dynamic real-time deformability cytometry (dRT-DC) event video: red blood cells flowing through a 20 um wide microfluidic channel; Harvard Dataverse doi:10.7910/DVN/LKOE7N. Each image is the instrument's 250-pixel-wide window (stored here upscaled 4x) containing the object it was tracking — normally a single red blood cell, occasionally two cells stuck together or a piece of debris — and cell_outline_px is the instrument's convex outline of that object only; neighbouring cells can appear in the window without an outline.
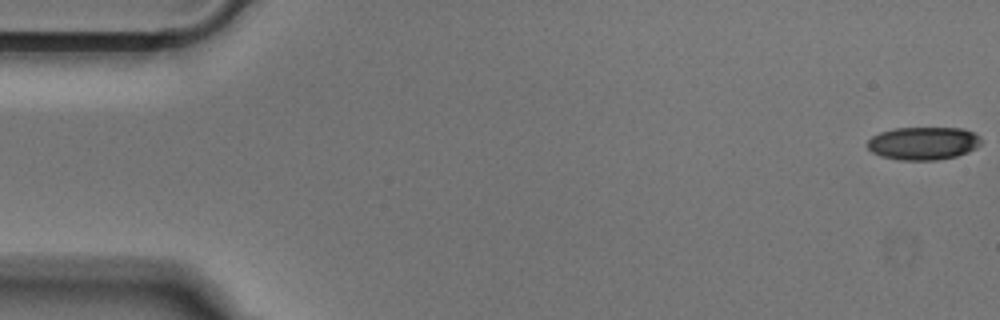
{"species": "Egyptian fruit bat (a non-hibernating species)", "species_latin": "Rousettus aegyptiacus", "temperature_condition": "cold", "stored_images_in_passage": 52, "camera_frame_rate_fps": 3000, "um_per_image_px": 0.085, "animal": {"sex": "male"}, "frame": {"image": 1, "passage_image": 1, "time_ms": 0.0, "image_size_px": [1000, 320], "cell_outline_px": [[980, 144], [976, 148], [968, 152], [956, 156], [936, 160], [900, 160], [880, 156], [872, 152], [868, 148], [868, 140], [872, 136], [880, 132], [896, 128], [964, 128], [980, 136]], "centroid_in_image_um": [78.48, 12.18], "position_along_channel_um": 6.5, "area_um2": 21.85}}
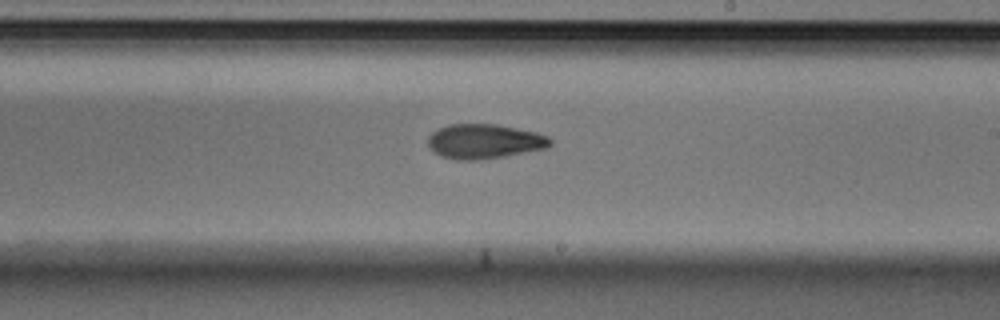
{"frame": {"image": 2, "passage_image": 30, "time_ms": 9.667, "image_size_px": [1000, 320], "cell_outline_px": [[552, 144], [548, 148], [504, 156], [476, 160], [456, 160], [440, 156], [428, 144], [428, 136], [432, 132], [448, 124], [496, 124], [536, 132], [548, 136], [552, 140]], "centroid_in_image_um": [41.19, 12.01], "position_along_channel_um": 247.8, "area_um2": 24.62}}
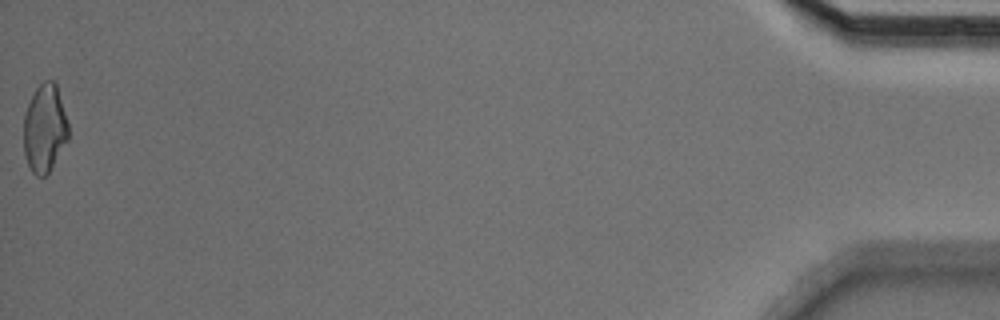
{"frame": {"image": 3, "passage_image": 52, "time_ms": 17.0, "image_size_px": [1000, 320], "cell_outline_px": [[68, 140], [48, 172], [44, 176], [36, 176], [32, 172], [24, 156], [24, 116], [28, 104], [36, 88], [44, 80], [52, 80], [56, 84], [68, 124]], "centroid_in_image_um": [3.79, 10.92], "position_along_channel_um": 431.4, "area_um2": 22.66}}